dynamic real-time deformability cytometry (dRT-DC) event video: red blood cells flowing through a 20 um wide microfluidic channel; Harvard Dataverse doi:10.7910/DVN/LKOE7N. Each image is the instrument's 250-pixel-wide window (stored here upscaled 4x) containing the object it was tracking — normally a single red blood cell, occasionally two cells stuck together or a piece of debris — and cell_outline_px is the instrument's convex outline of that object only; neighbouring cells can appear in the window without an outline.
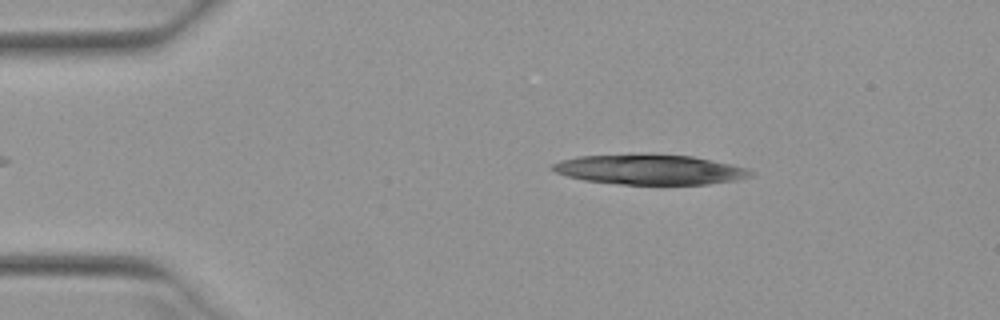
{"species": "Egyptian fruit bat (a non-hibernating species)", "species_latin": "Rousettus aegyptiacus", "temperature_condition": "warm", "stored_images_in_passage": 13, "camera_frame_rate_fps": 3000, "um_per_image_px": 0.085, "animal": {"sex": "female"}, "frame": {"image": 1, "passage_image": 6, "time_ms": 1.667, "image_size_px": [1000, 320], "cell_outline_px": [[756, 172], [752, 176], [736, 180], [708, 184], [620, 184], [584, 180], [568, 176], [556, 172], [548, 168], [552, 164], [560, 160], [576, 156], [692, 156], [748, 168]], "centroid_in_image_um": [55.25, 14.44], "position_along_channel_um": 29.8, "area_um2": 33.7}}